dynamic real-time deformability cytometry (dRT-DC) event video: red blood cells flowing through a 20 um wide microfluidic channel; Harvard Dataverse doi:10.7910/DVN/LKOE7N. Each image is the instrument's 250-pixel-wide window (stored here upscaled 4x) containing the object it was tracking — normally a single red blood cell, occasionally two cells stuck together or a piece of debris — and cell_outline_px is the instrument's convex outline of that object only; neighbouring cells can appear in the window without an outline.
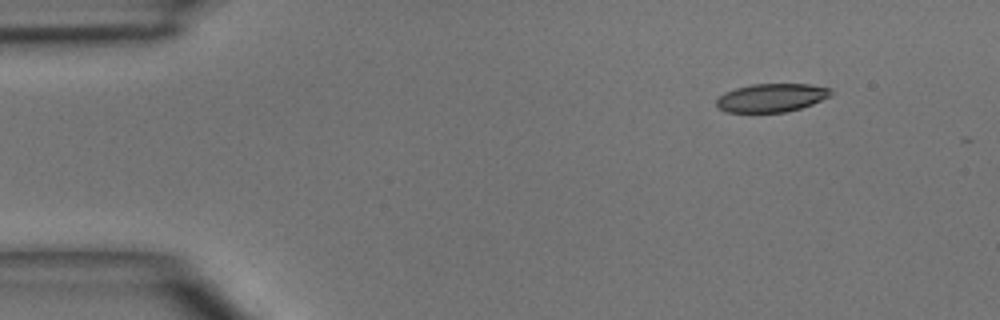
{"species": "common noctule bat (a hibernating species)", "species_latin": "Nyctalus noctula", "temperature_condition": "room temperature", "stored_images_in_passage": 4, "camera_frame_rate_fps": 3000, "um_per_image_px": 0.085, "animal": {"sex": "male", "body_mass_g": 15.6}, "frame": {"image": 1, "passage_image": 1, "time_ms": 0.0, "image_size_px": [1000, 320], "cell_outline_px": [[832, 92], [828, 96], [812, 104], [788, 112], [728, 112], [720, 108], [716, 104], [716, 100], [724, 92], [736, 88], [752, 84], [808, 84], [832, 88]], "centroid_in_image_um": [65.57, 8.3], "position_along_channel_um": 19.4, "area_um2": 18.79}}
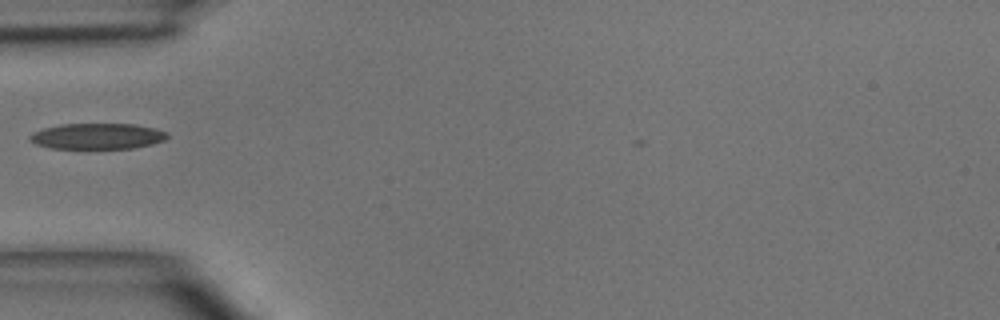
{"frame": {"image": 2, "passage_image": 4, "time_ms": 3.333, "image_size_px": [1000, 320], "cell_outline_px": [[168, 136], [164, 140], [152, 144], [132, 148], [52, 148], [36, 144], [28, 136], [32, 132], [44, 128], [60, 124], [132, 124], [156, 128], [168, 132]], "centroid_in_image_um": [8.29, 11.57], "position_along_channel_um": 76.7, "area_um2": 20.58}}